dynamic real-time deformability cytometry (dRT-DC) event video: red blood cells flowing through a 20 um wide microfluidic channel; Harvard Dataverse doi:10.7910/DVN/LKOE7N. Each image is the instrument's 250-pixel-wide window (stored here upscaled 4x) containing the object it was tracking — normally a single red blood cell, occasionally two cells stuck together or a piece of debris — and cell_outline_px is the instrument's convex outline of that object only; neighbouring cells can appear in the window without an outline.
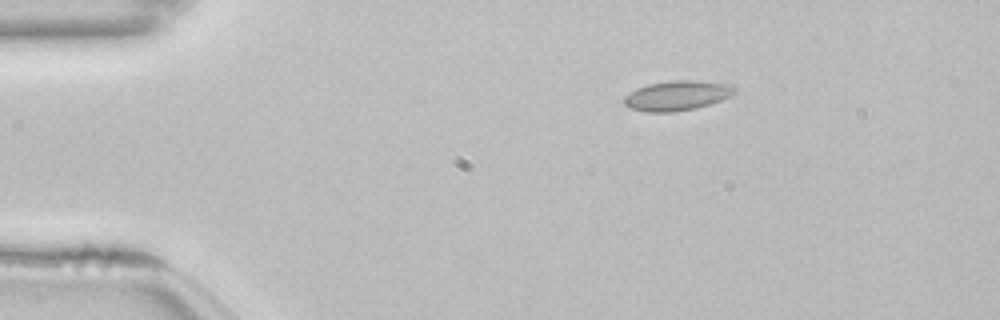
{"species": "common noctule bat (a hibernating species)", "species_latin": "Nyctalus noctula", "temperature_condition": "room temperature", "stored_images_in_passage": 45, "camera_frame_rate_fps": 3000, "um_per_image_px": 0.085, "animal": {"sex": "female", "body_mass_g": 22.7, "forearm_length_mm": 54.2}, "frame": {"image": 1, "passage_image": 1, "time_ms": 0.0, "image_size_px": [1000, 320], "cell_outline_px": [[736, 92], [720, 100], [696, 108], [672, 112], [644, 112], [628, 108], [624, 104], [624, 96], [636, 88], [648, 84], [676, 80], [696, 80], [732, 84], [736, 88]], "centroid_in_image_um": [57.52, 8.12], "position_along_channel_um": 27.5, "area_um2": 19.25}}
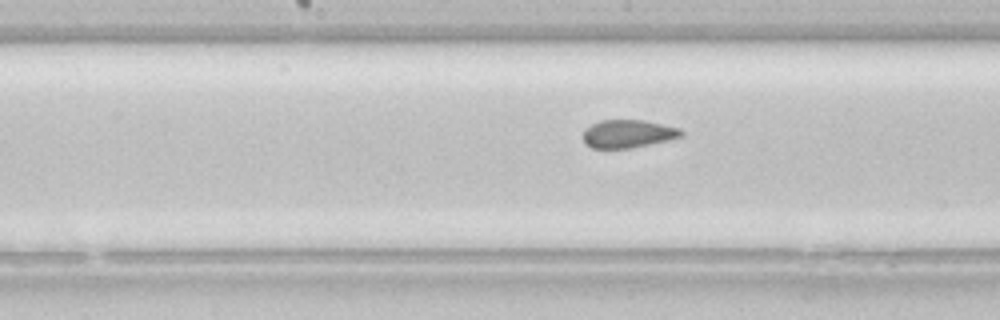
{"frame": {"image": 2, "passage_image": 19, "time_ms": 6.0, "image_size_px": [1000, 320], "cell_outline_px": [[684, 136], [668, 140], [632, 148], [592, 148], [584, 144], [584, 132], [592, 124], [600, 120], [644, 120], [680, 128], [684, 132]], "centroid_in_image_um": [53.41, 11.37], "position_along_channel_um": 194.8, "area_um2": 16.01}}
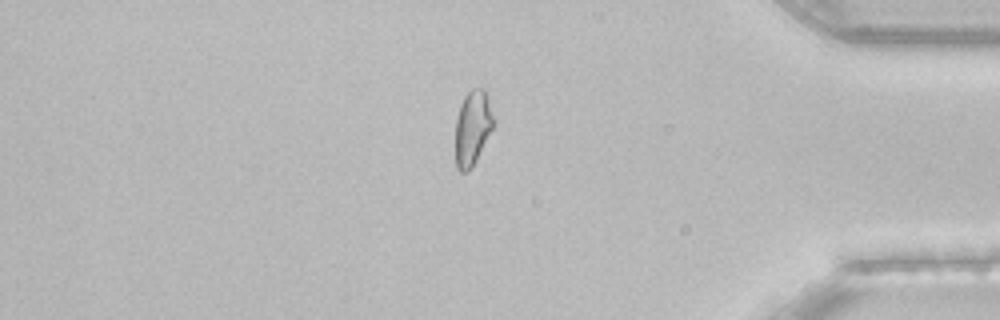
{"frame": {"image": 3, "passage_image": 37, "time_ms": 12.0, "image_size_px": [1000, 320], "cell_outline_px": [[496, 124], [472, 168], [468, 172], [460, 172], [456, 168], [456, 116], [460, 104], [464, 96], [472, 88], [484, 88], [488, 96], [496, 120]], "centroid_in_image_um": [40.2, 10.85], "position_along_channel_um": 395.0, "area_um2": 17.17}, "authors_computed_cell_mechanics": {"area_um2": 16.9932, "velocity_mm_per_s": 3.8507, "shape_relaxation_time_tau1_ms": null, "shape_relaxation_time_tau2_ms": 1.4008, "deformation_change_tau1": null, "deformation_change_tau2": 0.0641}}